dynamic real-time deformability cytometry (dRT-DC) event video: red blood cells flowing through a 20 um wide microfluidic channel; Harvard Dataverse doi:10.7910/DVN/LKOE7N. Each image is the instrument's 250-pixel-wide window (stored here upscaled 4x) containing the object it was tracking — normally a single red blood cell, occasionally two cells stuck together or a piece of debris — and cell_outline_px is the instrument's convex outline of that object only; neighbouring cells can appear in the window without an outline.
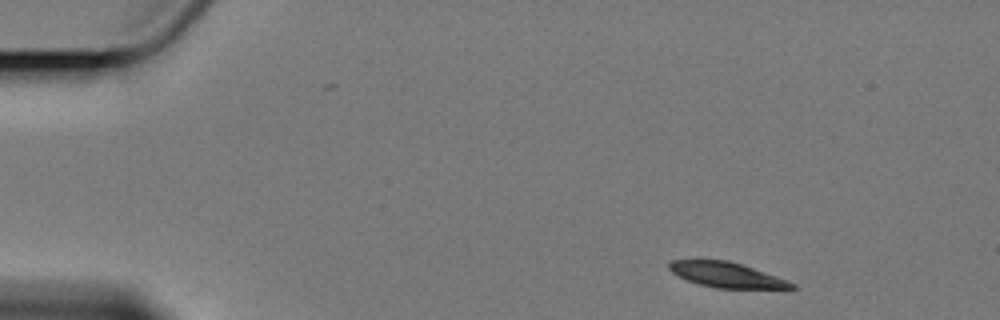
{"species": "Egyptian fruit bat (a non-hibernating species)", "species_latin": "Rousettus aegyptiacus", "temperature_condition": "cold", "stored_images_in_passage": 3, "camera_frame_rate_fps": 3000, "um_per_image_px": 0.085, "animal": {"sex": "female"}, "frame": {"image": 1, "passage_image": 1, "time_ms": 0.0, "image_size_px": [1000, 320], "cell_outline_px": [[796, 288], [716, 288], [700, 284], [688, 280], [672, 272], [668, 268], [668, 264], [672, 260], [696, 256], [728, 260], [788, 280], [796, 284]], "centroid_in_image_um": [61.65, 23.3], "position_along_channel_um": 23.4, "area_um2": 18.38}}
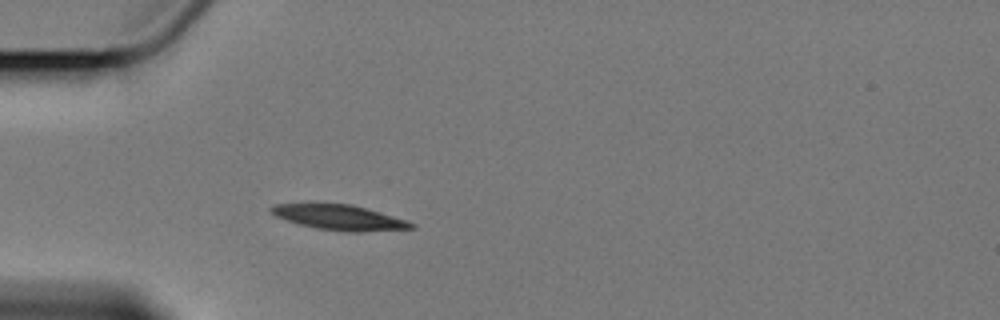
{"frame": {"image": 2, "passage_image": 3, "time_ms": 3.333, "image_size_px": [1000, 320], "cell_outline_px": [[416, 228], [360, 232], [344, 232], [316, 228], [300, 224], [276, 216], [268, 208], [272, 204], [352, 204], [408, 220], [416, 224]], "centroid_in_image_um": [28.91, 18.49], "position_along_channel_um": 56.1, "area_um2": 20.46}}